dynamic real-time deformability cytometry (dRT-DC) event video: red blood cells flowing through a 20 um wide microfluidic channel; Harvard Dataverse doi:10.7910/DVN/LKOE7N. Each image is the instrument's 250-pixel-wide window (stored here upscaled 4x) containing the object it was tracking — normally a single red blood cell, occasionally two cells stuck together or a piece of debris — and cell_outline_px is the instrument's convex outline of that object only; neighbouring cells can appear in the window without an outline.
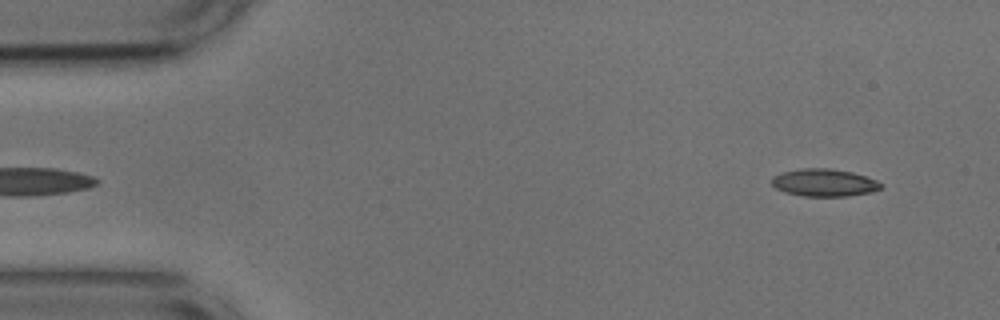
{"species": "common noctule bat (a hibernating species)", "species_latin": "Nyctalus noctula", "temperature_condition": "cold", "stored_images_in_passage": 52, "camera_frame_rate_fps": 3000, "um_per_image_px": 0.085, "animal": {"sex": "male", "body_mass_g": 17.9, "forearm_length_mm": 54.2}, "frame": {"image": 1, "passage_image": 2, "time_ms": 0.333, "image_size_px": [1000, 320], "cell_outline_px": [[880, 188], [872, 192], [848, 196], [804, 196], [784, 192], [776, 188], [772, 184], [772, 176], [784, 172], [800, 168], [828, 168], [852, 172], [876, 180], [880, 184]], "centroid_in_image_um": [70.02, 15.52], "position_along_channel_um": 15.0, "area_um2": 17.34}}
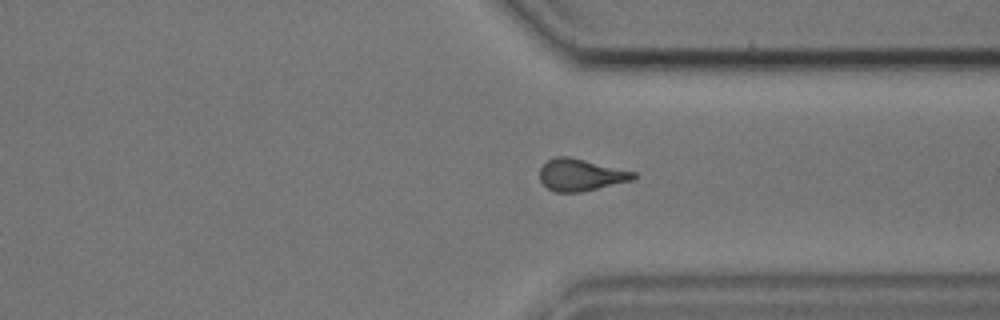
{"frame": {"image": 2, "passage_image": 38, "time_ms": 12.333, "image_size_px": [1000, 320], "cell_outline_px": [[636, 176], [632, 180], [580, 192], [556, 192], [548, 188], [540, 180], [540, 168], [548, 160], [556, 156], [568, 156], [636, 172]], "centroid_in_image_um": [49.35, 14.86], "position_along_channel_um": 362.1, "area_um2": 17.22}}
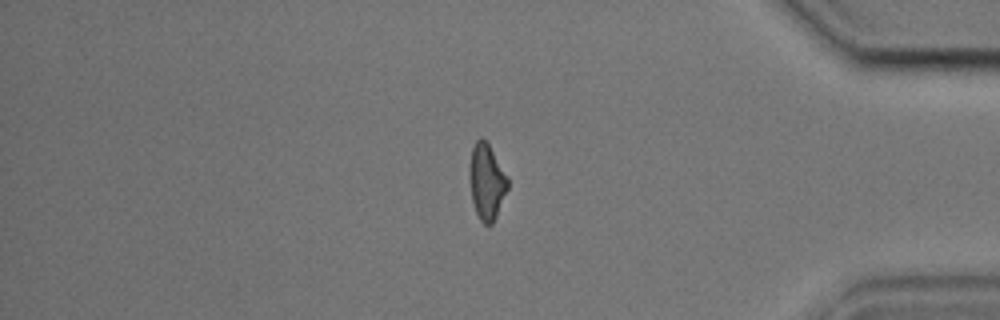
{"frame": {"image": 3, "passage_image": 43, "time_ms": 14.0, "image_size_px": [1000, 320], "cell_outline_px": [[508, 188], [496, 216], [492, 224], [484, 224], [480, 220], [476, 212], [472, 200], [468, 176], [468, 172], [472, 148], [476, 140], [480, 136], [488, 144], [508, 176]], "centroid_in_image_um": [41.35, 15.43], "position_along_channel_um": 393.9, "area_um2": 16.88}, "authors_computed_cell_mechanics": {"area_um2": 17.4556, "velocity_mm_per_s": 3.6682, "shape_relaxation_time_tau1_ms": 4.9833, "shape_relaxation_time_tau2_ms": 2.9135, "deformation_change_tau1": 0.1488, "deformation_change_tau2": 0.1077}}